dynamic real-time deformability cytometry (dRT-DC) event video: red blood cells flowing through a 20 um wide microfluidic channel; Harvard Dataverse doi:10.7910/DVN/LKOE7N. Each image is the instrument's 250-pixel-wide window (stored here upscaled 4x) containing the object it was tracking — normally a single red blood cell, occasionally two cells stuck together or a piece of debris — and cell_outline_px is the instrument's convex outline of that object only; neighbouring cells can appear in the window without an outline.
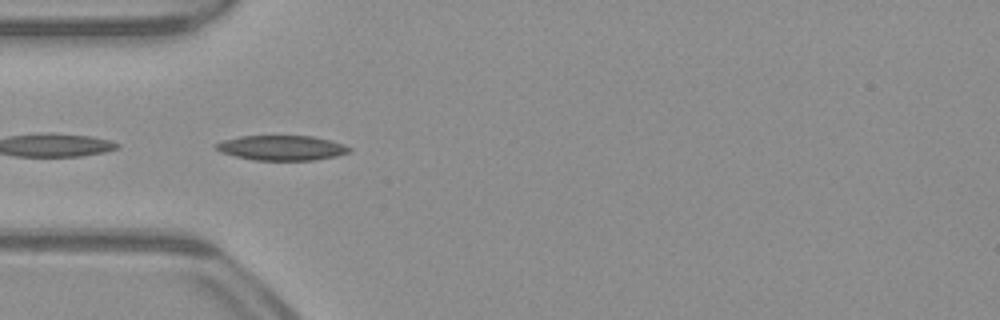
{"species": "common noctule bat (a hibernating species)", "species_latin": "Nyctalus noctula", "temperature_condition": "warm", "stored_images_in_passage": 12, "camera_frame_rate_fps": 3000, "um_per_image_px": 0.085, "animal": {"sex": "male", "body_mass_g": 23.1, "forearm_length_mm": 52.7}, "frame": {"image": 1, "passage_image": 3, "time_ms": 0.667, "image_size_px": [1000, 320], "cell_outline_px": [[352, 152], [336, 156], [312, 160], [252, 160], [236, 156], [224, 152], [216, 148], [216, 144], [224, 140], [240, 136], [312, 136], [332, 140], [344, 144], [352, 148]], "centroid_in_image_um": [24.03, 12.56], "position_along_channel_um": 61.0, "area_um2": 19.25}}